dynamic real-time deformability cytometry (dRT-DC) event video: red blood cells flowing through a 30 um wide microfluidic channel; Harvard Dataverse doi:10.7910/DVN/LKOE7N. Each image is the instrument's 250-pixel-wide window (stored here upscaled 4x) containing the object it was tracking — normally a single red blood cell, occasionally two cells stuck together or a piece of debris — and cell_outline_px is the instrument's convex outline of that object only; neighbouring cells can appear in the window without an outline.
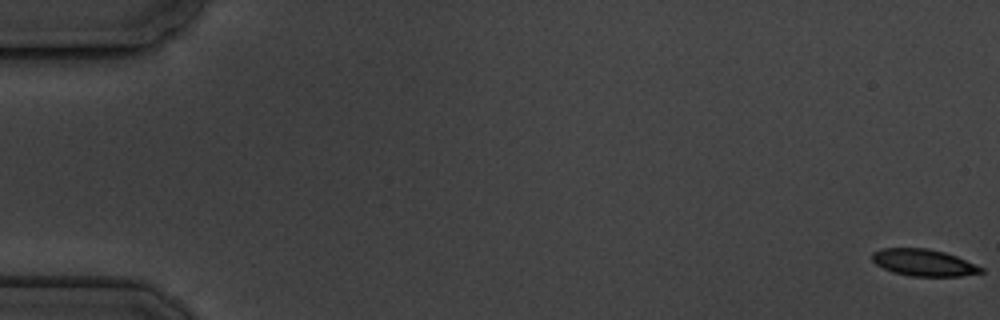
{"species": "common noctule bat (a hibernating species)", "species_latin": "Nyctalus noctula", "temperature_condition": "cold", "stored_images_in_passage": 6, "camera_frame_rate_fps": 3000, "um_per_image_px": 0.085, "animal": {"sex": "male", "body_mass_g": 19.5, "forearm_length_mm": 54.6}, "frame": {"image": 1, "passage_image": 1, "time_ms": 0.0, "image_size_px": [1000, 320], "cell_outline_px": [[984, 272], [960, 276], [908, 276], [892, 272], [876, 264], [872, 260], [872, 252], [880, 248], [928, 248], [944, 252], [956, 256], [984, 268]], "centroid_in_image_um": [78.49, 22.32], "position_along_channel_um": 6.5, "area_um2": 17.05}}
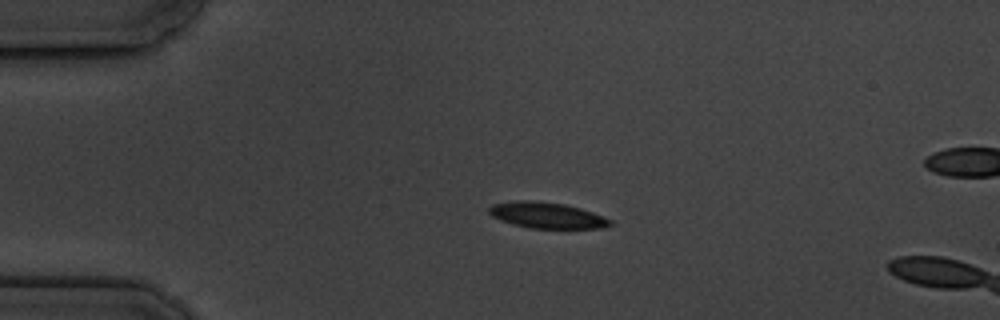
{"frame": {"image": 2, "passage_image": 4, "time_ms": 4.333, "image_size_px": [1000, 320], "cell_outline_px": [[612, 224], [604, 228], [528, 228], [512, 224], [500, 220], [492, 216], [488, 212], [488, 208], [492, 204], [516, 200], [532, 200], [564, 204], [580, 208], [604, 216], [612, 220]], "centroid_in_image_um": [46.47, 18.3], "position_along_channel_um": 38.5, "area_um2": 18.44}}